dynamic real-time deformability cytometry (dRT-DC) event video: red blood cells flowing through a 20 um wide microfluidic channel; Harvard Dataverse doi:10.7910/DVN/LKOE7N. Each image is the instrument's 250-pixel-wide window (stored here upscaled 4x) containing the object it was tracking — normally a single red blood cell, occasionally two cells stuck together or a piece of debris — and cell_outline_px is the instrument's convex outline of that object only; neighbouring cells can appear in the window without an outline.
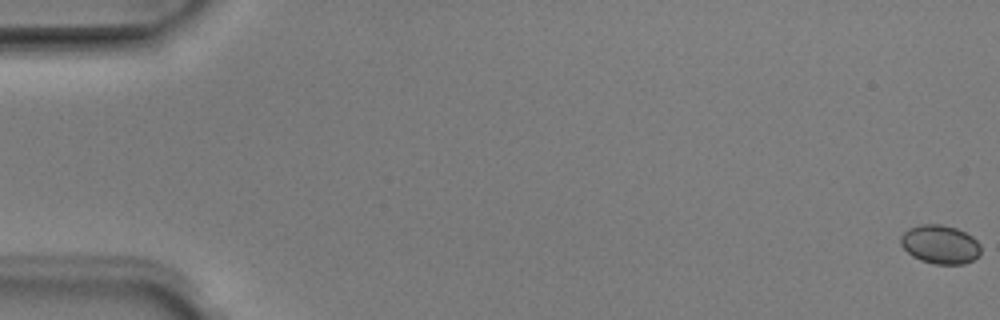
{"species": "Egyptian fruit bat (a non-hibernating species)", "species_latin": "Rousettus aegyptiacus", "temperature_condition": "room temperature", "stored_images_in_passage": 53, "camera_frame_rate_fps": 3000, "um_per_image_px": 0.085, "animal": {"sex": "male"}, "frame": {"image": 1, "passage_image": 1, "time_ms": 0.0, "image_size_px": [1000, 320], "cell_outline_px": [[980, 256], [964, 264], [936, 264], [920, 260], [912, 256], [900, 244], [900, 236], [908, 228], [920, 224], [940, 224], [956, 228], [972, 236], [980, 244]], "centroid_in_image_um": [79.9, 20.77], "position_along_channel_um": 5.1, "area_um2": 18.15}}
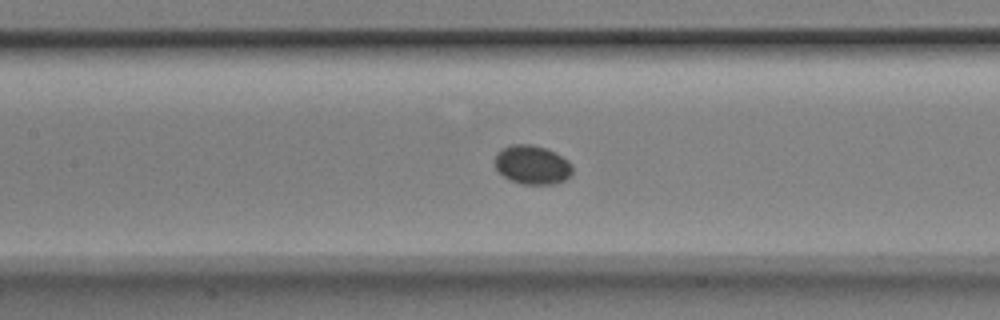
{"frame": {"image": 2, "passage_image": 25, "time_ms": 8.0, "image_size_px": [1000, 320], "cell_outline_px": [[572, 176], [556, 184], [520, 184], [508, 180], [496, 168], [496, 152], [500, 148], [512, 144], [532, 144], [544, 148], [568, 160], [572, 164]], "centroid_in_image_um": [45.23, 14.02], "position_along_channel_um": 162.2, "area_um2": 17.69}}
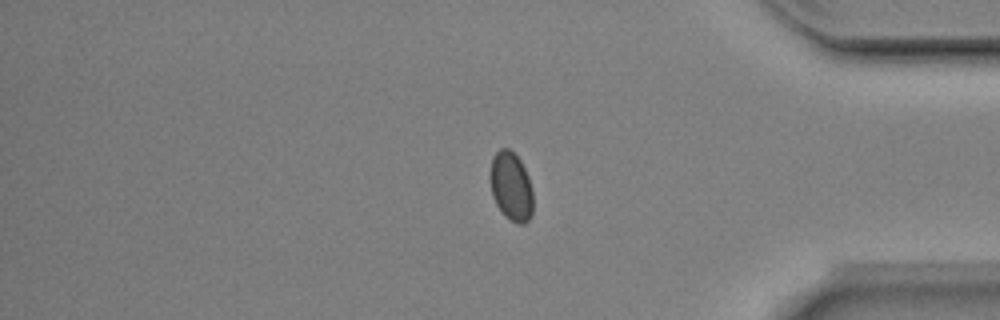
{"frame": {"image": 3, "passage_image": 44, "time_ms": 14.333, "image_size_px": [1000, 320], "cell_outline_px": [[532, 216], [524, 224], [516, 224], [504, 216], [496, 204], [492, 196], [488, 176], [492, 156], [500, 148], [508, 148], [520, 160], [528, 176], [532, 188]], "centroid_in_image_um": [43.41, 15.85], "position_along_channel_um": 391.8, "area_um2": 17.57}}